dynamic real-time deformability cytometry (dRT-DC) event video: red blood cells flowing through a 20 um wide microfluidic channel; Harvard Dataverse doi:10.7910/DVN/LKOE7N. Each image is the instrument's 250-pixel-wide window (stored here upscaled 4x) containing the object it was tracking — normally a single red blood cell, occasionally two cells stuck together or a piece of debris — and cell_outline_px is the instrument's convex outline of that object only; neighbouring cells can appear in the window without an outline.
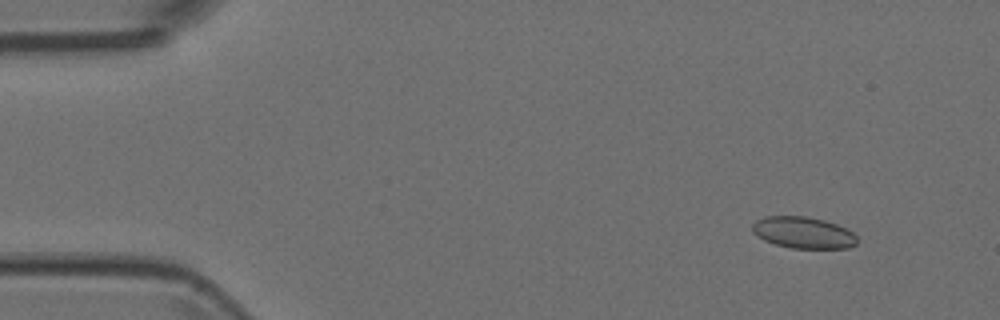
{"species": "Egyptian fruit bat (a non-hibernating species)", "species_latin": "Rousettus aegyptiacus", "temperature_condition": "room temperature", "stored_images_in_passage": 4, "camera_frame_rate_fps": 3000, "um_per_image_px": 0.085, "animal": {"sex": "female"}, "frame": {"image": 1, "passage_image": 1, "time_ms": 0.0, "image_size_px": [1000, 320], "cell_outline_px": [[856, 244], [848, 248], [792, 248], [776, 244], [764, 240], [752, 232], [752, 224], [756, 220], [764, 216], [808, 216], [824, 220], [836, 224], [852, 232], [856, 236]], "centroid_in_image_um": [68.25, 19.76], "position_along_channel_um": 16.7, "area_um2": 19.19}}
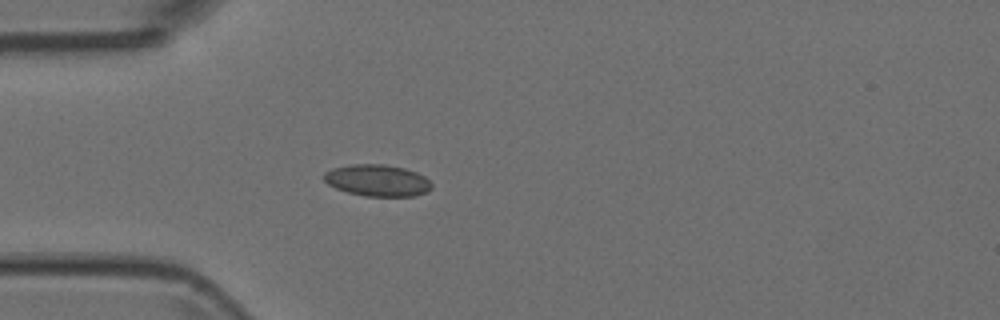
{"frame": {"image": 2, "passage_image": 4, "time_ms": 1.0, "image_size_px": [1000, 320], "cell_outline_px": [[432, 188], [428, 192], [412, 196], [364, 196], [348, 192], [336, 188], [328, 184], [324, 180], [324, 172], [332, 168], [352, 164], [384, 164], [404, 168], [416, 172], [424, 176], [432, 184]], "centroid_in_image_um": [32.08, 15.33], "position_along_channel_um": 52.9, "area_um2": 19.88}}